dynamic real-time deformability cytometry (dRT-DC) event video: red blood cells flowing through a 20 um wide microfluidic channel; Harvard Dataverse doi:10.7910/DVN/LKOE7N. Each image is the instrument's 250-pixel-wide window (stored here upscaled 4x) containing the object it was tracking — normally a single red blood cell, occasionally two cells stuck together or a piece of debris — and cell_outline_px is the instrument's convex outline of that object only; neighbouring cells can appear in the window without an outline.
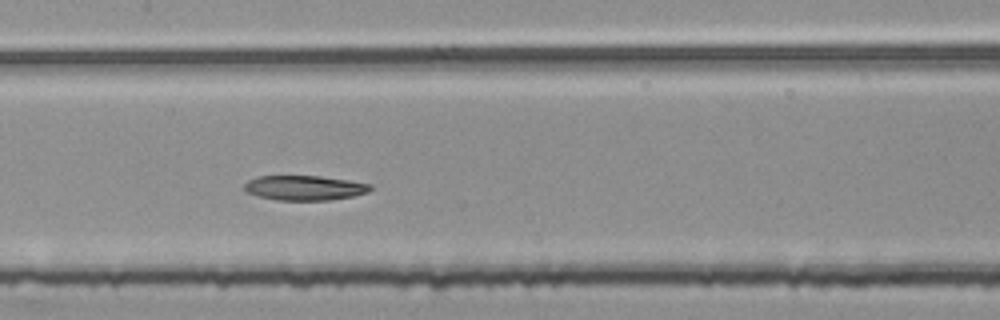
{"species": "common noctule bat (a hibernating species)", "species_latin": "Nyctalus noctula", "temperature_condition": "room temperature", "stored_images_in_passage": 48, "segment_of_instrument_passage": [2, 2], "camera_frame_rate_fps": 3000, "um_per_image_px": 0.085, "animal": {"sex": "female", "body_mass_g": 25.1}, "frame": {"image": 1, "passage_image": 23, "time_ms": 7.333, "image_size_px": [1000, 320], "cell_outline_px": [[372, 188], [368, 192], [352, 196], [328, 200], [276, 200], [256, 196], [248, 192], [244, 188], [244, 184], [248, 180], [256, 176], [320, 176], [348, 180], [372, 184]], "centroid_in_image_um": [25.87, 15.96], "position_along_channel_um": 181.5, "area_um2": 18.21}}
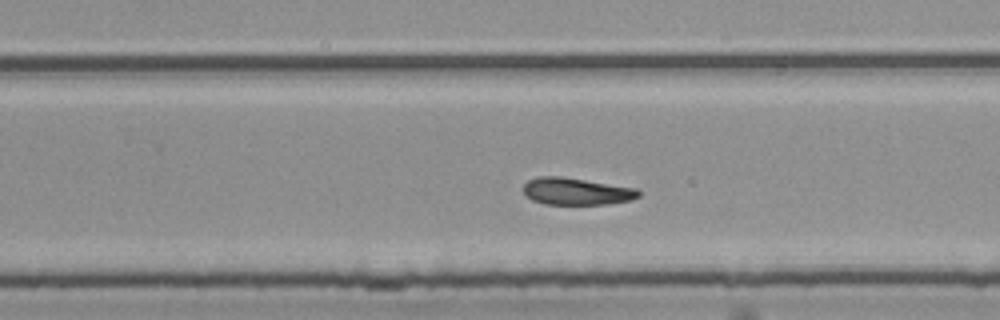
{"frame": {"image": 2, "passage_image": 31, "time_ms": 10.0, "image_size_px": [1000, 320], "cell_outline_px": [[640, 196], [632, 200], [608, 204], [544, 204], [532, 200], [524, 192], [524, 184], [528, 180], [536, 176], [560, 176], [636, 188], [640, 192]], "centroid_in_image_um": [48.99, 16.26], "position_along_channel_um": 280.8, "area_um2": 18.15}}
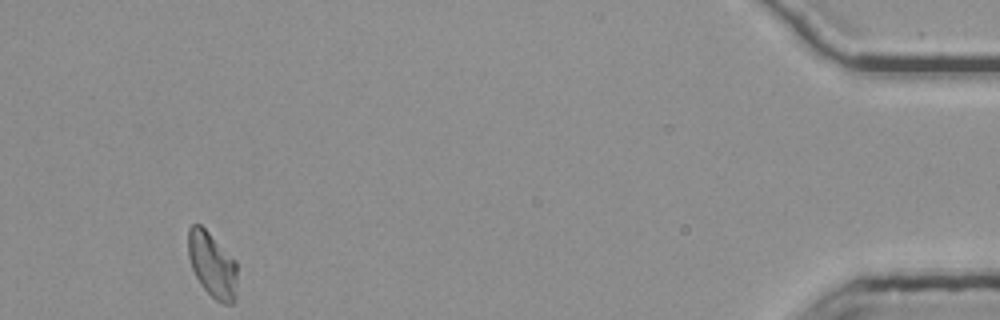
{"frame": {"image": 3, "passage_image": 48, "time_ms": 15.667, "image_size_px": [1000, 320], "cell_outline_px": [[236, 300], [232, 304], [224, 304], [216, 300], [200, 284], [192, 268], [188, 256], [188, 228], [192, 224], [200, 224], [236, 260]], "centroid_in_image_um": [18.04, 22.51], "position_along_channel_um": 417.2, "area_um2": 18.61}}